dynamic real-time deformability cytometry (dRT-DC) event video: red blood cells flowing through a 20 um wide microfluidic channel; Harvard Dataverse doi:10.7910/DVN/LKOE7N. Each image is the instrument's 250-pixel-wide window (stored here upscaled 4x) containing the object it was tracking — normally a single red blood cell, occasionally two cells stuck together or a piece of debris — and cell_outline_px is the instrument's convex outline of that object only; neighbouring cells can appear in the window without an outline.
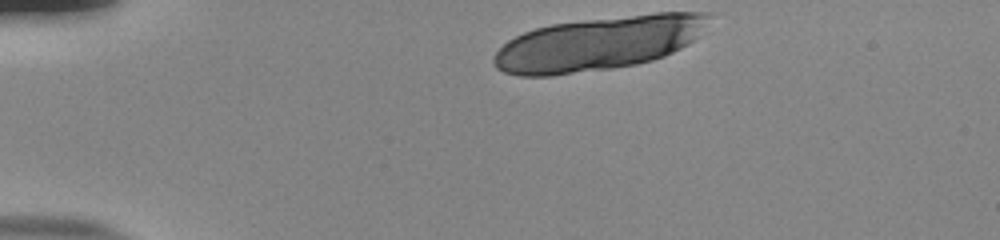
{"species": "human", "species_latin": "Homo sapiens", "temperature_condition": "room temperature", "stored_images_in_passage": 10, "camera_frame_rate_fps": 3000, "um_per_image_px": 0.085, "donor": {"sex": "male"}, "frame": {"image": 1, "passage_image": 1, "time_ms": 0.0, "image_size_px": [1000, 240], "cell_outline_px": [[712, 12], [692, 40], [688, 44], [664, 56], [652, 60], [636, 64], [612, 68], [552, 76], [520, 76], [504, 72], [496, 68], [492, 64], [492, 56], [508, 40], [524, 32], [536, 28], [552, 24], [584, 20], [656, 12]], "centroid_in_image_um": [50.79, 3.7], "position_along_channel_um": 34.2, "area_um2": 66.99}}